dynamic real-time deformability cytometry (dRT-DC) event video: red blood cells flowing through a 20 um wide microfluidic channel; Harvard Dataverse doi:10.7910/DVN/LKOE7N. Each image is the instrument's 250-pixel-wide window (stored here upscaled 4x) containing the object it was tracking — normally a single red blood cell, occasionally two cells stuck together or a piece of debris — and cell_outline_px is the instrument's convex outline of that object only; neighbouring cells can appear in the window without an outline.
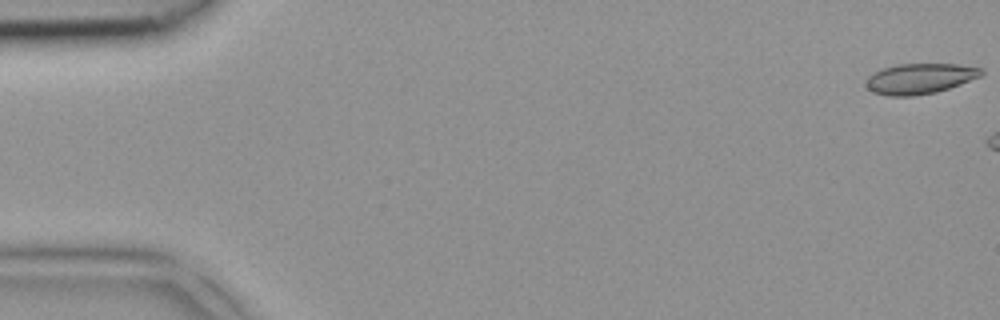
{"species": "common noctule bat (a hibernating species)", "species_latin": "Nyctalus noctula", "temperature_condition": "room temperature", "stored_images_in_passage": 5, "camera_frame_rate_fps": 3000, "um_per_image_px": 0.085, "animal": {"sex": "female", "body_mass_g": 18.4}, "frame": {"image": 1, "passage_image": 1, "time_ms": 0.0, "image_size_px": [1000, 320], "cell_outline_px": [[984, 72], [980, 76], [960, 84], [936, 92], [912, 96], [888, 96], [872, 92], [868, 88], [868, 76], [884, 68], [896, 64], [956, 64], [984, 68]], "centroid_in_image_um": [78.21, 6.68], "position_along_channel_um": 6.8, "area_um2": 20.23}}